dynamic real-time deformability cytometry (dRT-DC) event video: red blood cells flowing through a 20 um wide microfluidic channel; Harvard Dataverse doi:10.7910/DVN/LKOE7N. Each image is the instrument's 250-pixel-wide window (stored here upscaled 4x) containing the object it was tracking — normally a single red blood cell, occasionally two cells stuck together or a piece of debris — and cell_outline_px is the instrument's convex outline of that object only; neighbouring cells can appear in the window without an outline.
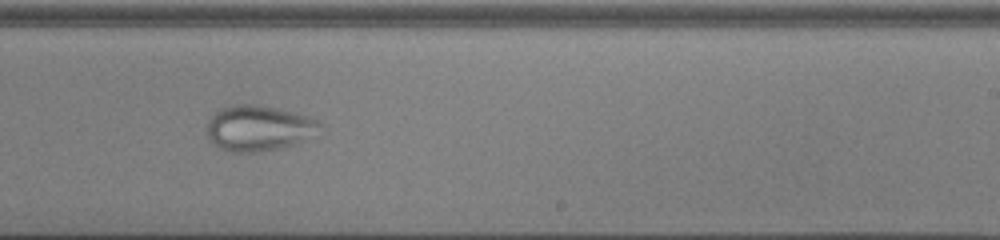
{"species": "common noctule bat (a hibernating species)", "species_latin": "Nyctalus noctula", "temperature_condition": "cold", "stored_images_in_passage": 48, "camera_frame_rate_fps": 3000, "um_per_image_px": 0.085, "animal": {"sex": "male", "body_mass_g": 13.0, "forearm_length_mm": 53.1}, "frame": {"image": 1, "passage_image": 32, "time_ms": 10.333, "image_size_px": [1000, 240], "cell_outline_px": [[320, 124], [296, 144], [276, 148], [252, 152], [232, 152], [220, 148], [208, 136], [208, 120], [216, 112], [224, 108], [236, 104], [256, 104], [276, 108], [308, 116], [316, 120]], "centroid_in_image_um": [21.9, 10.87], "position_along_channel_um": 267.1, "area_um2": 28.78}}
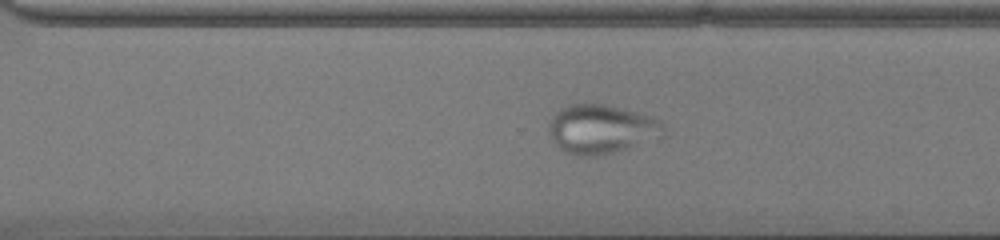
{"frame": {"image": 2, "passage_image": 36, "time_ms": 11.667, "image_size_px": [1000, 240], "cell_outline_px": [[664, 136], [612, 152], [592, 156], [576, 156], [560, 148], [548, 136], [548, 128], [552, 116], [560, 108], [568, 104], [604, 104], [652, 116], [660, 120], [664, 124]], "centroid_in_image_um": [51.09, 10.96], "position_along_channel_um": 319.5, "area_um2": 32.6}}